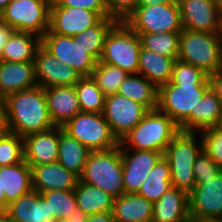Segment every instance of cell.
Segmentation results:
<instances>
[{"label": "cell", "instance_id": "277c9868", "mask_svg": "<svg viewBox=\"0 0 222 222\" xmlns=\"http://www.w3.org/2000/svg\"><path fill=\"white\" fill-rule=\"evenodd\" d=\"M196 135L199 132L179 131L163 153L170 165L172 186L188 194L196 186L193 167L196 157L203 150L202 139L197 143Z\"/></svg>", "mask_w": 222, "mask_h": 222}, {"label": "cell", "instance_id": "7c38bea8", "mask_svg": "<svg viewBox=\"0 0 222 222\" xmlns=\"http://www.w3.org/2000/svg\"><path fill=\"white\" fill-rule=\"evenodd\" d=\"M148 111L144 105L116 93L106 96L103 115L111 132L120 142Z\"/></svg>", "mask_w": 222, "mask_h": 222}, {"label": "cell", "instance_id": "681fc988", "mask_svg": "<svg viewBox=\"0 0 222 222\" xmlns=\"http://www.w3.org/2000/svg\"><path fill=\"white\" fill-rule=\"evenodd\" d=\"M172 2H178V0H139L138 6H151L155 4L172 3Z\"/></svg>", "mask_w": 222, "mask_h": 222}, {"label": "cell", "instance_id": "5b68a950", "mask_svg": "<svg viewBox=\"0 0 222 222\" xmlns=\"http://www.w3.org/2000/svg\"><path fill=\"white\" fill-rule=\"evenodd\" d=\"M178 60L192 64L208 76L216 73L222 68V37L219 33L183 28L180 32Z\"/></svg>", "mask_w": 222, "mask_h": 222}, {"label": "cell", "instance_id": "9f6ffc18", "mask_svg": "<svg viewBox=\"0 0 222 222\" xmlns=\"http://www.w3.org/2000/svg\"><path fill=\"white\" fill-rule=\"evenodd\" d=\"M220 36L222 37V14H221V20H220Z\"/></svg>", "mask_w": 222, "mask_h": 222}, {"label": "cell", "instance_id": "b9f144b4", "mask_svg": "<svg viewBox=\"0 0 222 222\" xmlns=\"http://www.w3.org/2000/svg\"><path fill=\"white\" fill-rule=\"evenodd\" d=\"M139 0H104L108 17L117 22L125 21L138 7Z\"/></svg>", "mask_w": 222, "mask_h": 222}, {"label": "cell", "instance_id": "44dd1931", "mask_svg": "<svg viewBox=\"0 0 222 222\" xmlns=\"http://www.w3.org/2000/svg\"><path fill=\"white\" fill-rule=\"evenodd\" d=\"M37 85L34 61L0 62V97Z\"/></svg>", "mask_w": 222, "mask_h": 222}, {"label": "cell", "instance_id": "ab89813d", "mask_svg": "<svg viewBox=\"0 0 222 222\" xmlns=\"http://www.w3.org/2000/svg\"><path fill=\"white\" fill-rule=\"evenodd\" d=\"M200 133L203 150L222 168V127H210Z\"/></svg>", "mask_w": 222, "mask_h": 222}, {"label": "cell", "instance_id": "db71d44e", "mask_svg": "<svg viewBox=\"0 0 222 222\" xmlns=\"http://www.w3.org/2000/svg\"><path fill=\"white\" fill-rule=\"evenodd\" d=\"M215 4L217 5L218 10L220 11V14H222V0H214Z\"/></svg>", "mask_w": 222, "mask_h": 222}, {"label": "cell", "instance_id": "2e32d148", "mask_svg": "<svg viewBox=\"0 0 222 222\" xmlns=\"http://www.w3.org/2000/svg\"><path fill=\"white\" fill-rule=\"evenodd\" d=\"M35 76L37 84L43 88L51 86H75L82 78L72 67L61 63L42 46L36 52Z\"/></svg>", "mask_w": 222, "mask_h": 222}, {"label": "cell", "instance_id": "8fae6325", "mask_svg": "<svg viewBox=\"0 0 222 222\" xmlns=\"http://www.w3.org/2000/svg\"><path fill=\"white\" fill-rule=\"evenodd\" d=\"M41 46L59 62L64 63L83 76H91L96 61L88 54L79 40L73 37L59 35L48 30L41 38Z\"/></svg>", "mask_w": 222, "mask_h": 222}, {"label": "cell", "instance_id": "4dcf8cb0", "mask_svg": "<svg viewBox=\"0 0 222 222\" xmlns=\"http://www.w3.org/2000/svg\"><path fill=\"white\" fill-rule=\"evenodd\" d=\"M171 187L173 186L170 165L165 157L162 156L148 173L136 194L154 203Z\"/></svg>", "mask_w": 222, "mask_h": 222}, {"label": "cell", "instance_id": "5bb4252c", "mask_svg": "<svg viewBox=\"0 0 222 222\" xmlns=\"http://www.w3.org/2000/svg\"><path fill=\"white\" fill-rule=\"evenodd\" d=\"M102 17L96 11L79 7L50 5L49 30L52 33L74 37L96 25Z\"/></svg>", "mask_w": 222, "mask_h": 222}, {"label": "cell", "instance_id": "8992f818", "mask_svg": "<svg viewBox=\"0 0 222 222\" xmlns=\"http://www.w3.org/2000/svg\"><path fill=\"white\" fill-rule=\"evenodd\" d=\"M80 181L109 193L114 198L125 194L120 145L104 151H91Z\"/></svg>", "mask_w": 222, "mask_h": 222}, {"label": "cell", "instance_id": "d6a6232c", "mask_svg": "<svg viewBox=\"0 0 222 222\" xmlns=\"http://www.w3.org/2000/svg\"><path fill=\"white\" fill-rule=\"evenodd\" d=\"M75 89L81 112L103 113L106 96L91 76H83L75 84Z\"/></svg>", "mask_w": 222, "mask_h": 222}, {"label": "cell", "instance_id": "cb8c5ba5", "mask_svg": "<svg viewBox=\"0 0 222 222\" xmlns=\"http://www.w3.org/2000/svg\"><path fill=\"white\" fill-rule=\"evenodd\" d=\"M0 177L6 207L10 202L33 190L32 169L26 162L0 167Z\"/></svg>", "mask_w": 222, "mask_h": 222}, {"label": "cell", "instance_id": "3957f363", "mask_svg": "<svg viewBox=\"0 0 222 222\" xmlns=\"http://www.w3.org/2000/svg\"><path fill=\"white\" fill-rule=\"evenodd\" d=\"M179 131V127L173 120L157 108L149 110L135 128L123 137L119 145L120 148L130 150H152L164 153Z\"/></svg>", "mask_w": 222, "mask_h": 222}, {"label": "cell", "instance_id": "7dc6e473", "mask_svg": "<svg viewBox=\"0 0 222 222\" xmlns=\"http://www.w3.org/2000/svg\"><path fill=\"white\" fill-rule=\"evenodd\" d=\"M86 222H116V220L112 212H102L88 215Z\"/></svg>", "mask_w": 222, "mask_h": 222}, {"label": "cell", "instance_id": "4316f807", "mask_svg": "<svg viewBox=\"0 0 222 222\" xmlns=\"http://www.w3.org/2000/svg\"><path fill=\"white\" fill-rule=\"evenodd\" d=\"M91 151L59 126L58 159L62 166L81 176Z\"/></svg>", "mask_w": 222, "mask_h": 222}, {"label": "cell", "instance_id": "e0dca14e", "mask_svg": "<svg viewBox=\"0 0 222 222\" xmlns=\"http://www.w3.org/2000/svg\"><path fill=\"white\" fill-rule=\"evenodd\" d=\"M123 162V183L125 193H136L148 173L155 166L163 153L152 150H134L120 148Z\"/></svg>", "mask_w": 222, "mask_h": 222}, {"label": "cell", "instance_id": "52a82bcc", "mask_svg": "<svg viewBox=\"0 0 222 222\" xmlns=\"http://www.w3.org/2000/svg\"><path fill=\"white\" fill-rule=\"evenodd\" d=\"M141 39L124 21L116 22L105 37L100 62L137 74Z\"/></svg>", "mask_w": 222, "mask_h": 222}, {"label": "cell", "instance_id": "c3c4849f", "mask_svg": "<svg viewBox=\"0 0 222 222\" xmlns=\"http://www.w3.org/2000/svg\"><path fill=\"white\" fill-rule=\"evenodd\" d=\"M87 215L79 208H77L67 219L56 220L55 222H86Z\"/></svg>", "mask_w": 222, "mask_h": 222}, {"label": "cell", "instance_id": "484cf974", "mask_svg": "<svg viewBox=\"0 0 222 222\" xmlns=\"http://www.w3.org/2000/svg\"><path fill=\"white\" fill-rule=\"evenodd\" d=\"M176 60L141 47L138 73L159 89L171 80Z\"/></svg>", "mask_w": 222, "mask_h": 222}, {"label": "cell", "instance_id": "1f68e13d", "mask_svg": "<svg viewBox=\"0 0 222 222\" xmlns=\"http://www.w3.org/2000/svg\"><path fill=\"white\" fill-rule=\"evenodd\" d=\"M116 22L113 18L103 17L96 25L87 28L73 38L79 40L81 46L88 50V54L98 62L102 56L105 37Z\"/></svg>", "mask_w": 222, "mask_h": 222}, {"label": "cell", "instance_id": "7402d4cb", "mask_svg": "<svg viewBox=\"0 0 222 222\" xmlns=\"http://www.w3.org/2000/svg\"><path fill=\"white\" fill-rule=\"evenodd\" d=\"M152 222H192L189 214V194L171 187L153 203Z\"/></svg>", "mask_w": 222, "mask_h": 222}, {"label": "cell", "instance_id": "7bdbcfd3", "mask_svg": "<svg viewBox=\"0 0 222 222\" xmlns=\"http://www.w3.org/2000/svg\"><path fill=\"white\" fill-rule=\"evenodd\" d=\"M58 6H72L96 11L102 18L108 17L104 0H53Z\"/></svg>", "mask_w": 222, "mask_h": 222}, {"label": "cell", "instance_id": "7a4b0ae2", "mask_svg": "<svg viewBox=\"0 0 222 222\" xmlns=\"http://www.w3.org/2000/svg\"><path fill=\"white\" fill-rule=\"evenodd\" d=\"M210 84H174L159 88L158 109L170 117L180 131L197 132V105Z\"/></svg>", "mask_w": 222, "mask_h": 222}, {"label": "cell", "instance_id": "603a6c76", "mask_svg": "<svg viewBox=\"0 0 222 222\" xmlns=\"http://www.w3.org/2000/svg\"><path fill=\"white\" fill-rule=\"evenodd\" d=\"M4 212L15 222H55L51 217L47 201L32 190L10 202Z\"/></svg>", "mask_w": 222, "mask_h": 222}, {"label": "cell", "instance_id": "83f0119b", "mask_svg": "<svg viewBox=\"0 0 222 222\" xmlns=\"http://www.w3.org/2000/svg\"><path fill=\"white\" fill-rule=\"evenodd\" d=\"M117 93L144 105L148 110L158 108L159 89L139 73L128 74Z\"/></svg>", "mask_w": 222, "mask_h": 222}, {"label": "cell", "instance_id": "f5cc1de1", "mask_svg": "<svg viewBox=\"0 0 222 222\" xmlns=\"http://www.w3.org/2000/svg\"><path fill=\"white\" fill-rule=\"evenodd\" d=\"M10 0H0V13L5 9Z\"/></svg>", "mask_w": 222, "mask_h": 222}, {"label": "cell", "instance_id": "6da1fadb", "mask_svg": "<svg viewBox=\"0 0 222 222\" xmlns=\"http://www.w3.org/2000/svg\"><path fill=\"white\" fill-rule=\"evenodd\" d=\"M8 131L24 137L54 127L43 87L18 91L5 98Z\"/></svg>", "mask_w": 222, "mask_h": 222}, {"label": "cell", "instance_id": "ba28073f", "mask_svg": "<svg viewBox=\"0 0 222 222\" xmlns=\"http://www.w3.org/2000/svg\"><path fill=\"white\" fill-rule=\"evenodd\" d=\"M62 128L90 151H104L119 146L103 113L80 112Z\"/></svg>", "mask_w": 222, "mask_h": 222}, {"label": "cell", "instance_id": "ee69618b", "mask_svg": "<svg viewBox=\"0 0 222 222\" xmlns=\"http://www.w3.org/2000/svg\"><path fill=\"white\" fill-rule=\"evenodd\" d=\"M210 88L217 95L220 102L222 103V68L216 73L208 76Z\"/></svg>", "mask_w": 222, "mask_h": 222}, {"label": "cell", "instance_id": "30bf717a", "mask_svg": "<svg viewBox=\"0 0 222 222\" xmlns=\"http://www.w3.org/2000/svg\"><path fill=\"white\" fill-rule=\"evenodd\" d=\"M136 33L181 32L178 2L138 6L124 21Z\"/></svg>", "mask_w": 222, "mask_h": 222}, {"label": "cell", "instance_id": "816d5d0a", "mask_svg": "<svg viewBox=\"0 0 222 222\" xmlns=\"http://www.w3.org/2000/svg\"><path fill=\"white\" fill-rule=\"evenodd\" d=\"M0 222H15L4 211H0Z\"/></svg>", "mask_w": 222, "mask_h": 222}, {"label": "cell", "instance_id": "f546056e", "mask_svg": "<svg viewBox=\"0 0 222 222\" xmlns=\"http://www.w3.org/2000/svg\"><path fill=\"white\" fill-rule=\"evenodd\" d=\"M40 46L41 38L38 36L32 33L14 31L2 49V59L7 62L34 61Z\"/></svg>", "mask_w": 222, "mask_h": 222}, {"label": "cell", "instance_id": "f1b7e54d", "mask_svg": "<svg viewBox=\"0 0 222 222\" xmlns=\"http://www.w3.org/2000/svg\"><path fill=\"white\" fill-rule=\"evenodd\" d=\"M73 191L77 207L87 216L95 213L112 212L115 198L102 189L79 180Z\"/></svg>", "mask_w": 222, "mask_h": 222}, {"label": "cell", "instance_id": "f35d334b", "mask_svg": "<svg viewBox=\"0 0 222 222\" xmlns=\"http://www.w3.org/2000/svg\"><path fill=\"white\" fill-rule=\"evenodd\" d=\"M170 81L174 84H209L208 75L201 69L180 60L174 63Z\"/></svg>", "mask_w": 222, "mask_h": 222}, {"label": "cell", "instance_id": "ffe728a7", "mask_svg": "<svg viewBox=\"0 0 222 222\" xmlns=\"http://www.w3.org/2000/svg\"><path fill=\"white\" fill-rule=\"evenodd\" d=\"M50 118L55 126H63L81 112L75 86L44 88Z\"/></svg>", "mask_w": 222, "mask_h": 222}, {"label": "cell", "instance_id": "d4e9b609", "mask_svg": "<svg viewBox=\"0 0 222 222\" xmlns=\"http://www.w3.org/2000/svg\"><path fill=\"white\" fill-rule=\"evenodd\" d=\"M153 203L136 193H125L114 200L116 222H152Z\"/></svg>", "mask_w": 222, "mask_h": 222}, {"label": "cell", "instance_id": "e575fe53", "mask_svg": "<svg viewBox=\"0 0 222 222\" xmlns=\"http://www.w3.org/2000/svg\"><path fill=\"white\" fill-rule=\"evenodd\" d=\"M222 121V103L209 88L197 105V132L210 127L220 126Z\"/></svg>", "mask_w": 222, "mask_h": 222}, {"label": "cell", "instance_id": "8d00e7d4", "mask_svg": "<svg viewBox=\"0 0 222 222\" xmlns=\"http://www.w3.org/2000/svg\"><path fill=\"white\" fill-rule=\"evenodd\" d=\"M47 201L51 217L57 220L67 219L78 207L73 190H51L41 192Z\"/></svg>", "mask_w": 222, "mask_h": 222}, {"label": "cell", "instance_id": "9c48e42d", "mask_svg": "<svg viewBox=\"0 0 222 222\" xmlns=\"http://www.w3.org/2000/svg\"><path fill=\"white\" fill-rule=\"evenodd\" d=\"M52 0H19L9 2L0 19L15 31L32 33L39 38L49 30Z\"/></svg>", "mask_w": 222, "mask_h": 222}, {"label": "cell", "instance_id": "f907efd6", "mask_svg": "<svg viewBox=\"0 0 222 222\" xmlns=\"http://www.w3.org/2000/svg\"><path fill=\"white\" fill-rule=\"evenodd\" d=\"M6 209V198L5 193L2 189L1 177H0V211H4Z\"/></svg>", "mask_w": 222, "mask_h": 222}, {"label": "cell", "instance_id": "ac0fdd59", "mask_svg": "<svg viewBox=\"0 0 222 222\" xmlns=\"http://www.w3.org/2000/svg\"><path fill=\"white\" fill-rule=\"evenodd\" d=\"M24 161L29 166L57 162L59 148V126L32 133L23 137Z\"/></svg>", "mask_w": 222, "mask_h": 222}, {"label": "cell", "instance_id": "60d3db41", "mask_svg": "<svg viewBox=\"0 0 222 222\" xmlns=\"http://www.w3.org/2000/svg\"><path fill=\"white\" fill-rule=\"evenodd\" d=\"M221 171L222 168L204 150L196 157L193 167L196 185L207 183Z\"/></svg>", "mask_w": 222, "mask_h": 222}, {"label": "cell", "instance_id": "d6986e66", "mask_svg": "<svg viewBox=\"0 0 222 222\" xmlns=\"http://www.w3.org/2000/svg\"><path fill=\"white\" fill-rule=\"evenodd\" d=\"M32 169V188L38 193L51 190H74L80 180L72 171L59 162L30 166Z\"/></svg>", "mask_w": 222, "mask_h": 222}, {"label": "cell", "instance_id": "9a60e30c", "mask_svg": "<svg viewBox=\"0 0 222 222\" xmlns=\"http://www.w3.org/2000/svg\"><path fill=\"white\" fill-rule=\"evenodd\" d=\"M183 28L219 33L221 14L214 0H178Z\"/></svg>", "mask_w": 222, "mask_h": 222}, {"label": "cell", "instance_id": "4fadbf2b", "mask_svg": "<svg viewBox=\"0 0 222 222\" xmlns=\"http://www.w3.org/2000/svg\"><path fill=\"white\" fill-rule=\"evenodd\" d=\"M200 183L189 193V214L192 222L222 219V171Z\"/></svg>", "mask_w": 222, "mask_h": 222}, {"label": "cell", "instance_id": "74e56055", "mask_svg": "<svg viewBox=\"0 0 222 222\" xmlns=\"http://www.w3.org/2000/svg\"><path fill=\"white\" fill-rule=\"evenodd\" d=\"M24 161V139L16 133L0 135V167Z\"/></svg>", "mask_w": 222, "mask_h": 222}, {"label": "cell", "instance_id": "836d02e7", "mask_svg": "<svg viewBox=\"0 0 222 222\" xmlns=\"http://www.w3.org/2000/svg\"><path fill=\"white\" fill-rule=\"evenodd\" d=\"M143 48L162 56L178 59L180 32L138 33Z\"/></svg>", "mask_w": 222, "mask_h": 222}, {"label": "cell", "instance_id": "d590c367", "mask_svg": "<svg viewBox=\"0 0 222 222\" xmlns=\"http://www.w3.org/2000/svg\"><path fill=\"white\" fill-rule=\"evenodd\" d=\"M128 76V73L119 67L112 66L98 61L91 74L96 85L105 96L114 95L118 92L119 86Z\"/></svg>", "mask_w": 222, "mask_h": 222}, {"label": "cell", "instance_id": "f6af8a7d", "mask_svg": "<svg viewBox=\"0 0 222 222\" xmlns=\"http://www.w3.org/2000/svg\"><path fill=\"white\" fill-rule=\"evenodd\" d=\"M14 31L15 30L12 27H10L6 22L0 19V62L3 60L2 49L4 45L8 42Z\"/></svg>", "mask_w": 222, "mask_h": 222}, {"label": "cell", "instance_id": "bcb514c9", "mask_svg": "<svg viewBox=\"0 0 222 222\" xmlns=\"http://www.w3.org/2000/svg\"><path fill=\"white\" fill-rule=\"evenodd\" d=\"M8 132V120L4 98L0 97V135Z\"/></svg>", "mask_w": 222, "mask_h": 222}, {"label": "cell", "instance_id": "11a10c76", "mask_svg": "<svg viewBox=\"0 0 222 222\" xmlns=\"http://www.w3.org/2000/svg\"><path fill=\"white\" fill-rule=\"evenodd\" d=\"M201 222H222V219H207Z\"/></svg>", "mask_w": 222, "mask_h": 222}]
</instances>
